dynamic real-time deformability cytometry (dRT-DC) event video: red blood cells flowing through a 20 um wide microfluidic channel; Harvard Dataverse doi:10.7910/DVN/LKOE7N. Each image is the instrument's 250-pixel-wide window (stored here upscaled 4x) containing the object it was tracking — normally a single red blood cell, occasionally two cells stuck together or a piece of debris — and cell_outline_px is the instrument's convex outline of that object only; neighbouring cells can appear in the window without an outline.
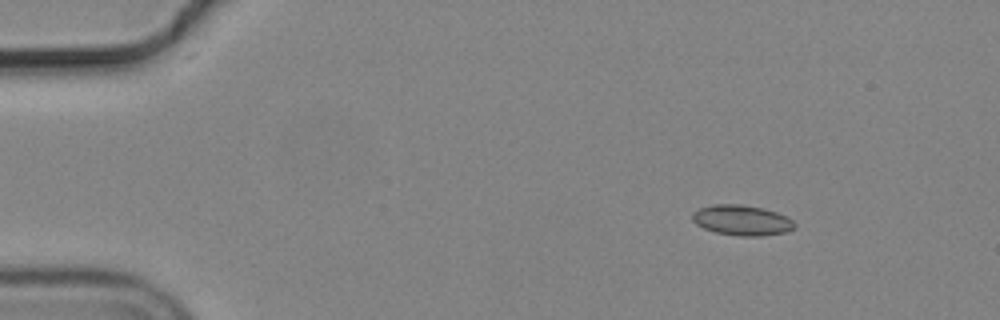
{"species": "common noctule bat (a hibernating species)", "species_latin": "Nyctalus noctula", "temperature_condition": "cold", "stored_images_in_passage": 49, "camera_frame_rate_fps": 3000, "um_per_image_px": 0.085, "animal": {"sex": "male", "body_mass_g": 19.2, "forearm_length_mm": 51.8}, "frame": {"image": 1, "passage_image": 1, "time_ms": 0.0, "image_size_px": [1000, 320], "cell_outline_px": [[796, 228], [788, 232], [760, 236], [740, 236], [716, 232], [704, 228], [696, 224], [692, 220], [692, 212], [700, 208], [712, 204], [740, 204], [764, 208], [776, 212], [792, 220], [796, 224]], "centroid_in_image_um": [63.07, 18.72], "position_along_channel_um": 21.9, "area_um2": 18.15}}
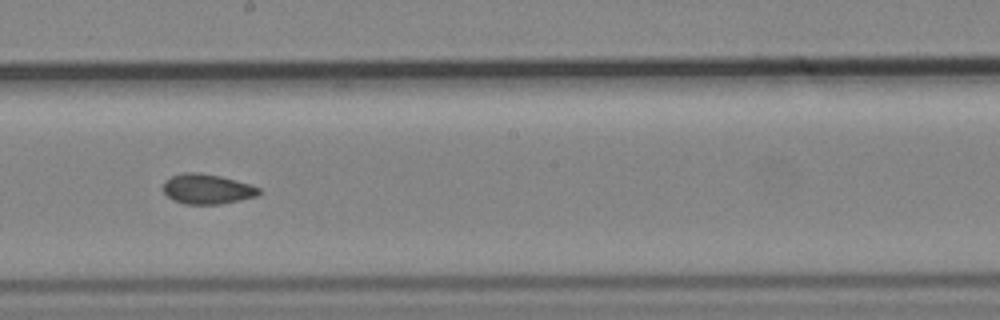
{"frame": {"image": 2, "passage_image": 25, "time_ms": 8.0, "image_size_px": [1000, 320], "cell_outline_px": [[260, 192], [256, 196], [240, 200], [220, 204], [184, 204], [168, 196], [160, 188], [172, 176], [184, 172], [200, 172], [220, 176], [236, 180], [260, 188]], "centroid_in_image_um": [17.6, 16.06], "position_along_channel_um": 230.6, "area_um2": 16.59}}
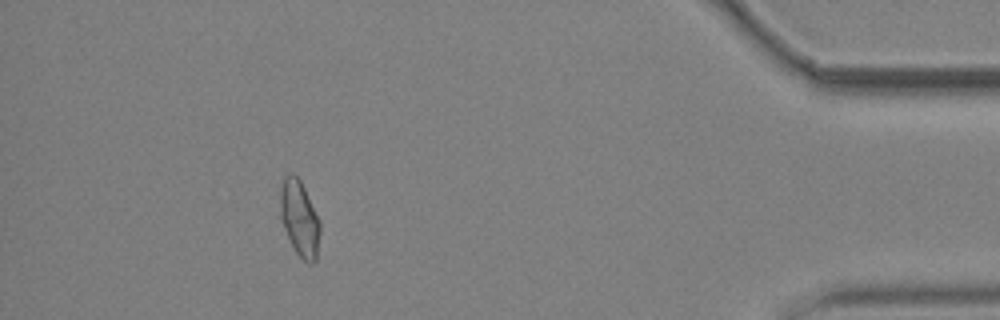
{"frame": {"image": 3, "passage_image": 44, "time_ms": 14.333, "image_size_px": [1000, 320], "cell_outline_px": [[320, 232], [316, 260], [312, 264], [308, 264], [292, 248], [280, 220], [280, 192], [284, 176], [288, 172], [292, 172], [300, 180], [320, 220]], "centroid_in_image_um": [25.45, 18.58], "position_along_channel_um": 409.8, "area_um2": 17.8}, "authors_computed_cell_mechanics": {"area_um2": 17.1088, "velocity_mm_per_s": 3.698, "shape_relaxation_time_tau1_ms": null, "shape_relaxation_time_tau2_ms": 2.1569, "deformation_change_tau1": null, "deformation_change_tau2": 0.0509}}